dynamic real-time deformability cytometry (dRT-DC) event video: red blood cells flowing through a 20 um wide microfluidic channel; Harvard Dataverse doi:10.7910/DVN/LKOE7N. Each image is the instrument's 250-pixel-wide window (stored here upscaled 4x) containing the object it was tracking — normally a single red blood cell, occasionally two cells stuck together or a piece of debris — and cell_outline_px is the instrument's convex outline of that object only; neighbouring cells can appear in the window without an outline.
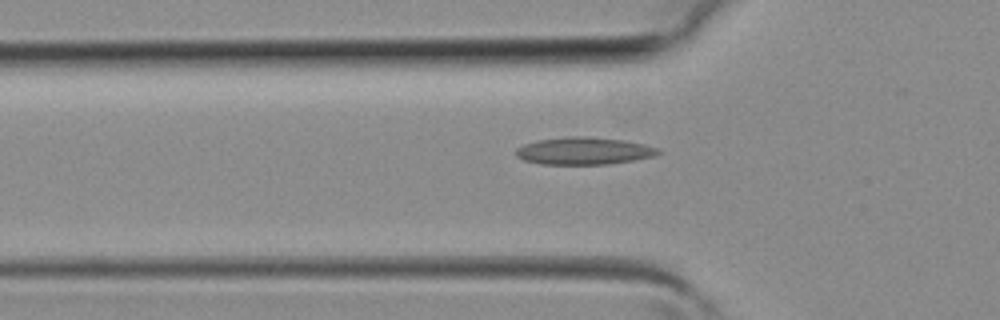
{"species": "common noctule bat (a hibernating species)", "species_latin": "Nyctalus noctula", "temperature_condition": "room temperature", "stored_images_in_passage": 32, "camera_frame_rate_fps": 3000, "um_per_image_px": 0.085, "animal": {"sex": "female", "body_mass_g": 19.3, "forearm_length_mm": 54.1}, "frame": {"image": 1, "passage_image": 9, "time_ms": 2.667, "image_size_px": [1000, 320], "cell_outline_px": [[660, 152], [652, 156], [632, 160], [608, 164], [540, 164], [524, 160], [516, 156], [516, 148], [524, 144], [536, 140], [568, 136], [584, 136], [624, 140], [644, 144], [656, 148]], "centroid_in_image_um": [49.57, 12.82], "position_along_channel_um": 76.2, "area_um2": 22.48}}
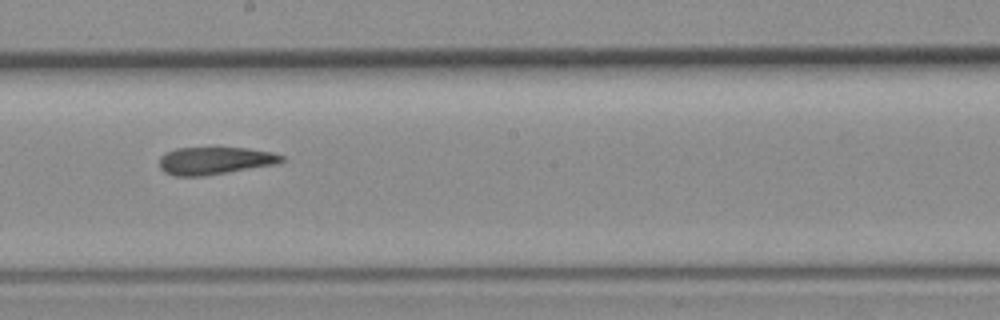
{"frame": {"image": 2, "passage_image": 18, "time_ms": 5.667, "image_size_px": [1000, 320], "cell_outline_px": [[288, 160], [280, 164], [204, 176], [176, 176], [164, 172], [160, 168], [160, 156], [176, 148], [244, 148], [272, 152], [284, 156]], "centroid_in_image_um": [18.33, 13.67], "position_along_channel_um": 229.9, "area_um2": 19.77}}
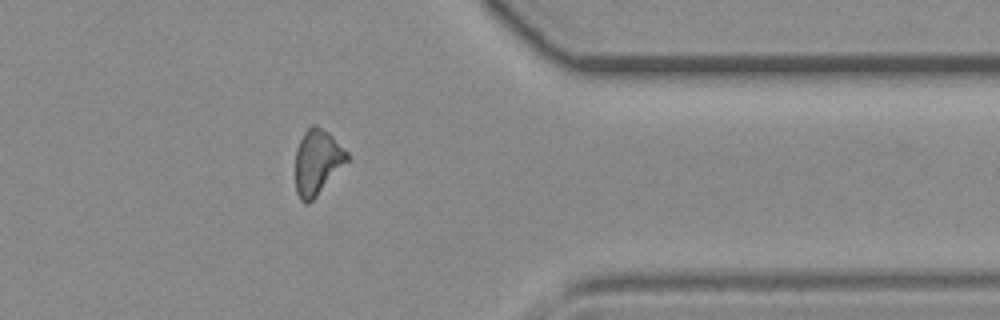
{"frame": {"image": 3, "passage_image": 28, "time_ms": 9.0, "image_size_px": [1000, 320], "cell_outline_px": [[348, 160], [316, 196], [308, 204], [304, 204], [300, 200], [296, 192], [296, 148], [304, 132], [312, 124], [316, 124], [328, 132], [348, 152]], "centroid_in_image_um": [26.95, 13.76], "position_along_channel_um": 384.5, "area_um2": 19.42}}